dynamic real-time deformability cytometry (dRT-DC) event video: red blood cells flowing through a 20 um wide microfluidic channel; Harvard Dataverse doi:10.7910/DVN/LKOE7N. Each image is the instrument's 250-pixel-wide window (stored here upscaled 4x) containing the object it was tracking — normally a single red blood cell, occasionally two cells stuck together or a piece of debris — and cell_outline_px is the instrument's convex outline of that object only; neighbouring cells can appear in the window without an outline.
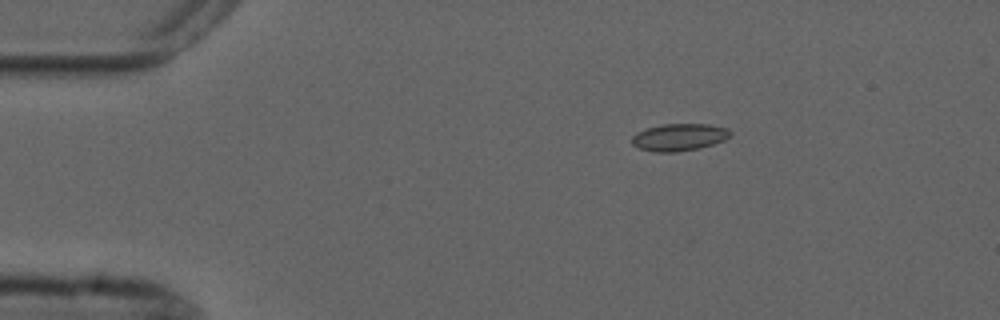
{"species": "common noctule bat (a hibernating species)", "species_latin": "Nyctalus noctula", "temperature_condition": "cold", "stored_images_in_passage": 4, "camera_frame_rate_fps": 3000, "um_per_image_px": 0.085, "animal": {"sex": "male", "forearm_length_mm": 52.5}, "frame": {"image": 1, "passage_image": 2, "time_ms": 1.333, "image_size_px": [1000, 320], "cell_outline_px": [[732, 136], [724, 140], [700, 148], [676, 152], [652, 152], [640, 148], [632, 144], [632, 136], [636, 132], [648, 128], [664, 124], [708, 124], [728, 128], [732, 132]], "centroid_in_image_um": [57.75, 11.66], "position_along_channel_um": 27.3, "area_um2": 15.66}}
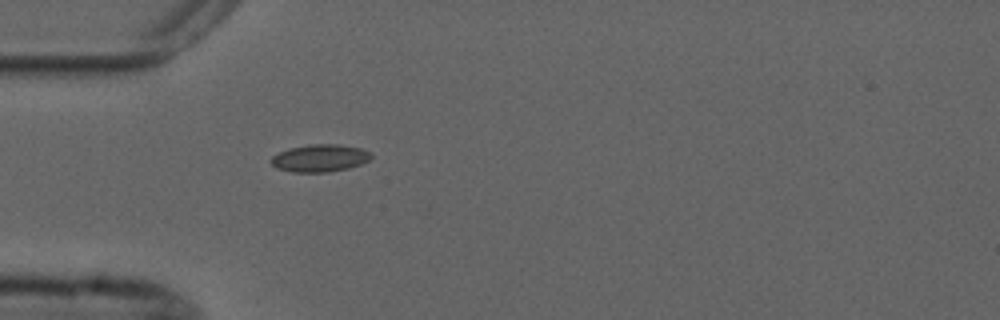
{"frame": {"image": 2, "passage_image": 4, "time_ms": 3.667, "image_size_px": [1000, 320], "cell_outline_px": [[372, 156], [368, 160], [360, 164], [348, 168], [328, 172], [292, 172], [276, 168], [268, 160], [272, 156], [288, 148], [308, 144], [336, 144], [360, 148], [372, 152]], "centroid_in_image_um": [27.16, 13.43], "position_along_channel_um": 57.8, "area_um2": 16.07}}